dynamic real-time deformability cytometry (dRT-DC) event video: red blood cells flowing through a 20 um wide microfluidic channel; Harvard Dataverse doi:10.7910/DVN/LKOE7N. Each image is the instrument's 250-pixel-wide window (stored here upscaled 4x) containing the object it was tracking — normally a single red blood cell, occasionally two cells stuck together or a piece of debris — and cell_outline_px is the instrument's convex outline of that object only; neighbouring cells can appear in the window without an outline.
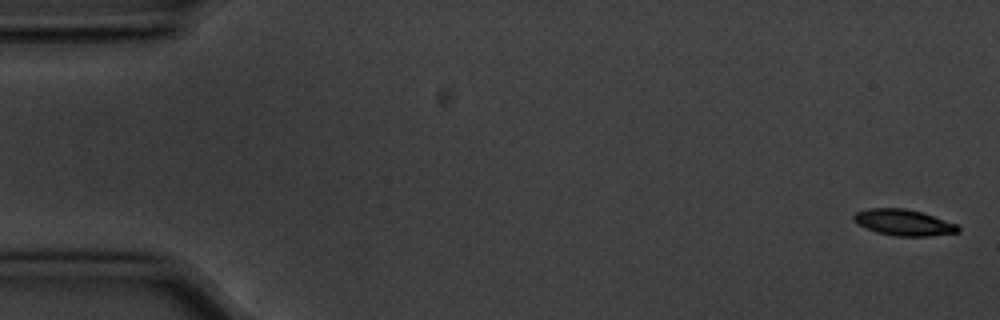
{"species": "common noctule bat (a hibernating species)", "species_latin": "Nyctalus noctula", "temperature_condition": "cold", "stored_images_in_passage": 9, "camera_frame_rate_fps": 3000, "um_per_image_px": 0.085, "animal": {"sex": "male", "body_mass_g": 20.1, "forearm_length_mm": 53.5}, "frame": {"image": 1, "passage_image": 1, "time_ms": 0.0, "image_size_px": [1000, 320], "cell_outline_px": [[960, 232], [928, 236], [892, 236], [876, 232], [852, 220], [852, 216], [856, 212], [868, 208], [904, 208], [920, 212], [956, 224], [960, 228]], "centroid_in_image_um": [76.78, 18.91], "position_along_channel_um": 8.2, "area_um2": 15.72}}
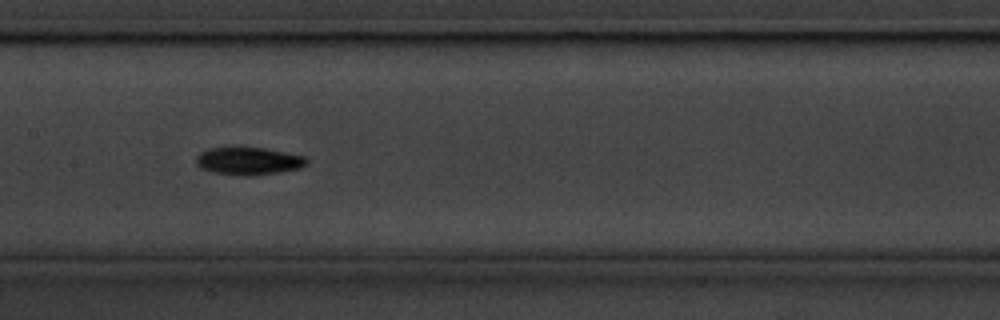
{"frame": {"image": 2, "passage_image": 8, "time_ms": 2.333, "image_size_px": [1000, 320], "cell_outline_px": [[308, 164], [300, 168], [280, 172], [248, 176], [240, 176], [212, 172], [200, 168], [196, 164], [196, 156], [200, 152], [208, 148], [232, 144], [264, 148], [304, 156], [308, 160]], "centroid_in_image_um": [21.06, 13.65], "position_along_channel_um": 186.3, "area_um2": 18.61}}